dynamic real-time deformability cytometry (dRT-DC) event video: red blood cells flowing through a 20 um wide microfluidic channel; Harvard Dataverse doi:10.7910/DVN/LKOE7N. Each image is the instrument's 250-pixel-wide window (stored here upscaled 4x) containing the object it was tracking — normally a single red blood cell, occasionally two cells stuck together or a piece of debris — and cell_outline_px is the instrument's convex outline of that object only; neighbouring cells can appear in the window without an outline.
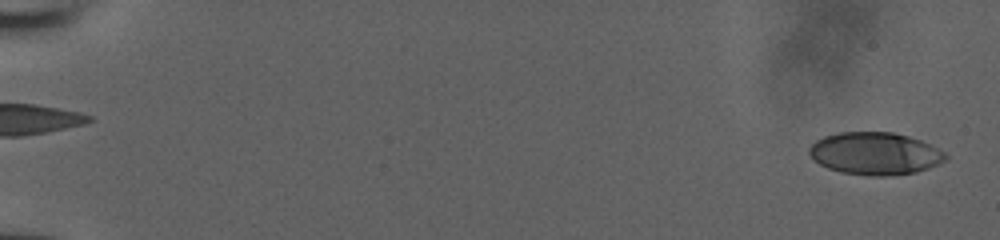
{"species": "human", "species_latin": "Homo sapiens", "temperature_condition": "room temperature", "stored_images_in_passage": 52, "camera_frame_rate_fps": 3000, "um_per_image_px": 0.085, "donor": {"sex": "male"}, "frame": {"image": 1, "passage_image": 1, "time_ms": 0.0, "image_size_px": [1000, 240], "cell_outline_px": [[948, 156], [944, 160], [928, 168], [916, 172], [888, 176], [868, 176], [840, 172], [828, 168], [812, 160], [808, 152], [808, 148], [816, 140], [824, 136], [840, 132], [892, 132], [908, 136], [920, 140], [944, 152]], "centroid_in_image_um": [74.32, 13.05], "position_along_channel_um": 10.7, "area_um2": 33.7}}
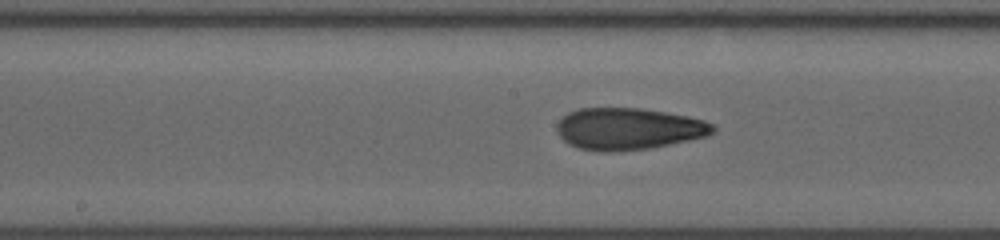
{"frame": {"image": 2, "passage_image": 29, "time_ms": 9.333, "image_size_px": [1000, 240], "cell_outline_px": [[716, 128], [708, 136], [652, 148], [612, 152], [604, 152], [580, 148], [568, 144], [560, 136], [556, 128], [556, 124], [568, 112], [580, 108], [640, 108], [688, 116], [704, 120], [712, 124]], "centroid_in_image_um": [53.42, 10.95], "position_along_channel_um": 194.8, "area_um2": 38.03}}
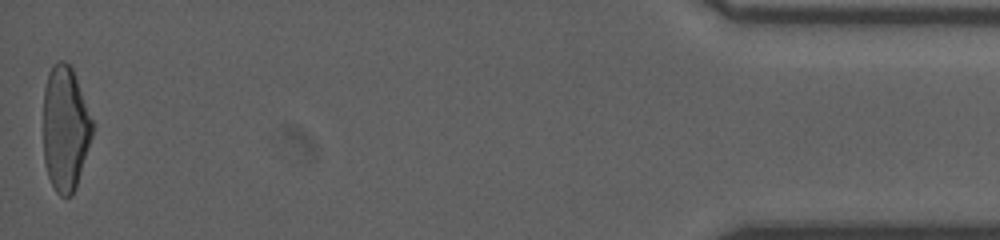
{"frame": {"image": 3, "passage_image": 52, "time_ms": 17.0, "image_size_px": [1000, 240], "cell_outline_px": [[92, 136], [76, 188], [72, 196], [60, 196], [56, 192], [48, 176], [44, 160], [44, 88], [48, 72], [52, 64], [60, 60], [64, 60], [72, 68], [92, 120]], "centroid_in_image_um": [5.53, 10.93], "position_along_channel_um": 429.7, "area_um2": 35.49}}